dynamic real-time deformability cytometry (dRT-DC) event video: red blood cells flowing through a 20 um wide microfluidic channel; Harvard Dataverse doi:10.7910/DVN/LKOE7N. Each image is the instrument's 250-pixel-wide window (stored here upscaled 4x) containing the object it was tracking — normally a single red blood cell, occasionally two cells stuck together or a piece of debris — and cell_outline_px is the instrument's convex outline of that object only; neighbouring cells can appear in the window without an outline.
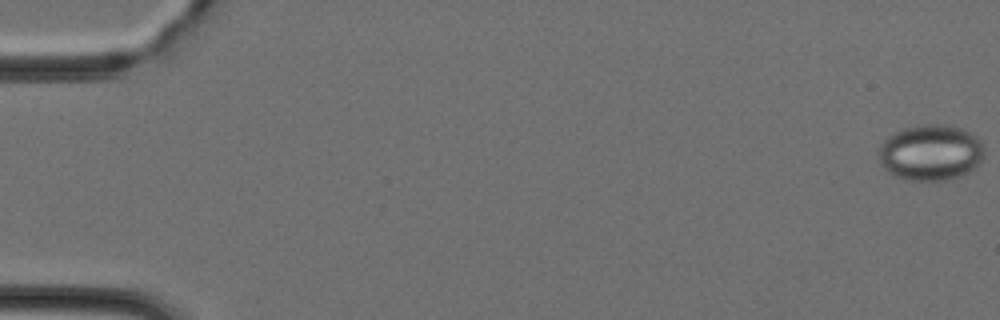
{"species": "Egyptian fruit bat (a non-hibernating species)", "species_latin": "Rousettus aegyptiacus", "temperature_condition": "cold", "stored_images_in_passage": 10, "camera_frame_rate_fps": 3000, "um_per_image_px": 0.085, "animal": {"sex": "female"}, "frame": {"image": 1, "passage_image": 1, "time_ms": 0.0, "image_size_px": [1000, 320], "cell_outline_px": [[984, 156], [964, 176], [944, 180], [908, 180], [892, 176], [884, 168], [880, 160], [880, 144], [888, 136], [904, 128], [924, 124], [944, 124], [960, 128], [976, 136], [980, 140], [984, 148]], "centroid_in_image_um": [79.1, 12.97], "position_along_channel_um": 5.9, "area_um2": 34.33}}